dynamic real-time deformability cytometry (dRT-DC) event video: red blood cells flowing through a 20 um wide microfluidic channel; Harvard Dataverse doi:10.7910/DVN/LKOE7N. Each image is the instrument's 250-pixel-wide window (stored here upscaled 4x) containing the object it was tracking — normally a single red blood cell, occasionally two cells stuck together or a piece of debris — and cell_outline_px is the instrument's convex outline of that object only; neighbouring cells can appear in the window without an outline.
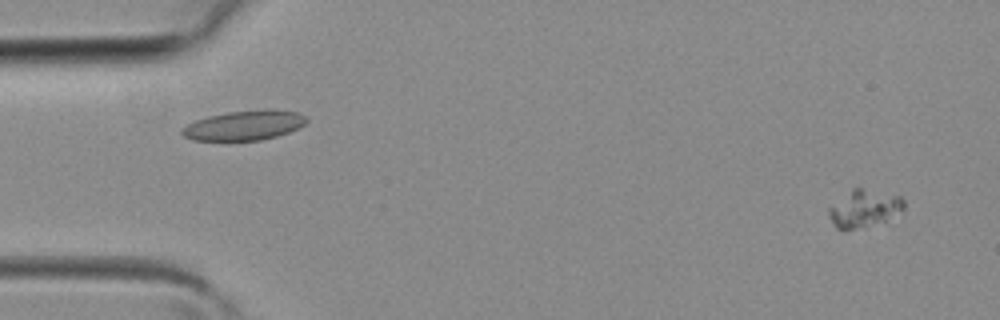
{"species": "common noctule bat (a hibernating species)", "species_latin": "Nyctalus noctula", "temperature_condition": "room temperature", "stored_images_in_passage": 40, "camera_frame_rate_fps": 3000, "um_per_image_px": 0.085, "animal": {"sex": "female", "body_mass_g": 19.3, "forearm_length_mm": 54.1}, "frame": {"image": 1, "passage_image": 2, "time_ms": 0.333, "image_size_px": [1000, 320], "cell_outline_px": [[904, 208], [884, 220], [844, 232], [840, 232], [836, 228], [828, 216], [828, 208], [852, 188], [860, 188], [900, 196], [904, 200]], "centroid_in_image_um": [73.37, 17.74], "position_along_channel_um": 11.6, "area_um2": 16.01}}
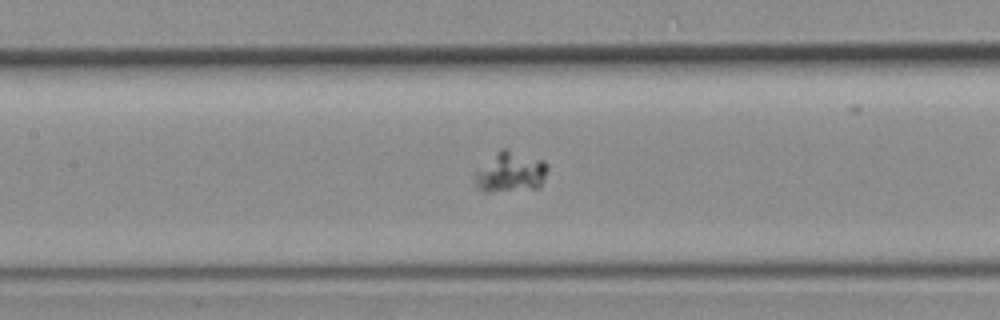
{"frame": {"image": 2, "passage_image": 18, "time_ms": 5.667, "image_size_px": [1000, 320], "cell_outline_px": [[548, 168], [544, 180], [540, 188], [492, 192], [484, 192], [476, 184], [476, 172], [500, 148], [504, 148], [544, 160], [548, 164]], "centroid_in_image_um": [43.45, 14.63], "position_along_channel_um": 163.9, "area_um2": 16.99}}
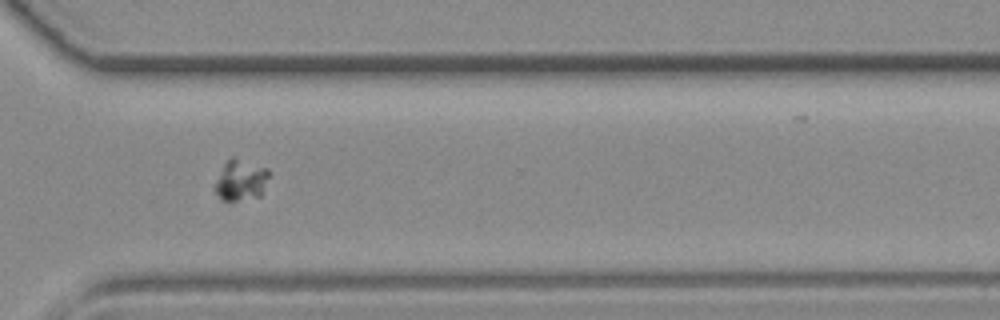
{"frame": {"image": 3, "passage_image": 29, "time_ms": 9.333, "image_size_px": [1000, 320], "cell_outline_px": [[272, 172], [260, 196], [236, 200], [220, 200], [212, 188], [212, 184], [224, 164], [232, 156], [236, 156], [268, 168]], "centroid_in_image_um": [20.45, 15.28], "position_along_channel_um": 350.2, "area_um2": 13.41}}